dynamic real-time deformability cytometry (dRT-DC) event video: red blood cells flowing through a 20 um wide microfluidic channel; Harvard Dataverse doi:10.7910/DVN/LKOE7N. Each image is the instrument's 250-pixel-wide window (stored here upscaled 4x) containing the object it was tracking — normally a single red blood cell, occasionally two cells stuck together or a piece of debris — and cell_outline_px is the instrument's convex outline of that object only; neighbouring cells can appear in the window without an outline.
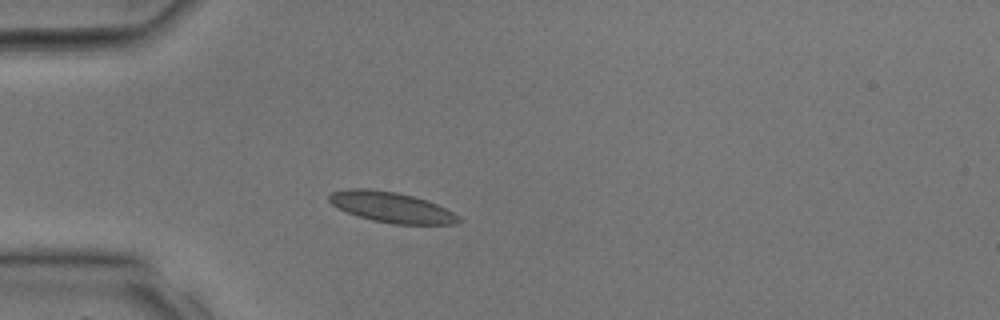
{"species": "common noctule bat (a hibernating species)", "species_latin": "Nyctalus noctula", "temperature_condition": "room temperature", "stored_images_in_passage": 24, "camera_frame_rate_fps": 3000, "um_per_image_px": 0.085, "animal": {"sex": "male", "body_mass_g": 17.9, "forearm_length_mm": 54.2}, "frame": {"image": 1, "passage_image": 1, "time_ms": 0.0, "image_size_px": [1000, 320], "cell_outline_px": [[460, 220], [456, 224], [392, 224], [372, 220], [356, 216], [332, 204], [328, 200], [328, 196], [332, 192], [348, 188], [368, 188], [396, 192], [428, 200], [460, 216]], "centroid_in_image_um": [33.25, 17.61], "position_along_channel_um": 51.7, "area_um2": 22.95}}
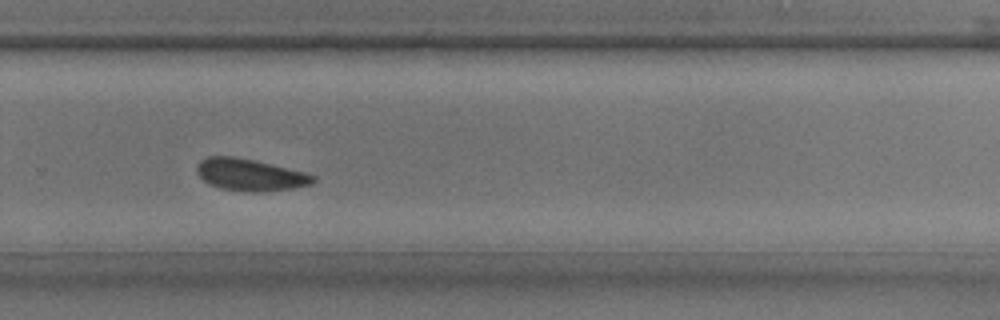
{"frame": {"image": 2, "passage_image": 14, "time_ms": 4.333, "image_size_px": [1000, 320], "cell_outline_px": [[316, 180], [312, 184], [292, 188], [256, 192], [244, 192], [220, 188], [208, 184], [196, 172], [196, 164], [200, 160], [208, 156], [236, 156], [256, 160], [304, 172], [316, 176]], "centroid_in_image_um": [21.22, 14.85], "position_along_channel_um": 308.6, "area_um2": 21.85}}
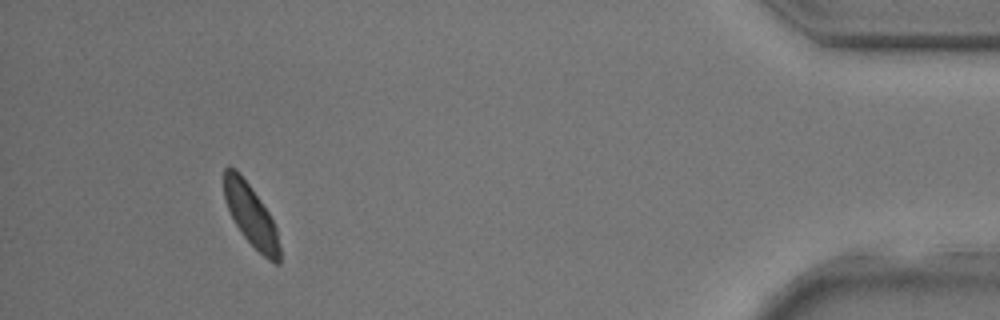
{"frame": {"image": 3, "passage_image": 22, "time_ms": 7.0, "image_size_px": [1000, 320], "cell_outline_px": [[280, 264], [276, 264], [268, 260], [244, 236], [236, 224], [224, 200], [224, 168], [236, 168], [240, 172], [260, 200], [268, 212], [276, 228], [280, 248]], "centroid_in_image_um": [21.33, 18.29], "position_along_channel_um": 413.9, "area_um2": 19.59}}